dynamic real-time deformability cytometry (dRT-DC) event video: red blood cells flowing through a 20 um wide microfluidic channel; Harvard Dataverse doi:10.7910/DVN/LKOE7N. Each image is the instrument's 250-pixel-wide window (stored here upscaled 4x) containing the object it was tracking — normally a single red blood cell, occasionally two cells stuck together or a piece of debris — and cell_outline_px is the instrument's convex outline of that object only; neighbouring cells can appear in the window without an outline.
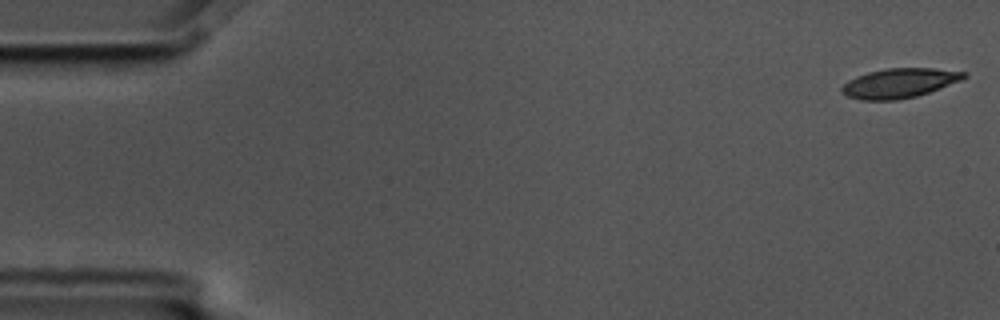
{"species": "common noctule bat (a hibernating species)", "species_latin": "Nyctalus noctula", "temperature_condition": "cold", "stored_images_in_passage": 5, "camera_frame_rate_fps": 3000, "um_per_image_px": 0.085, "animal": {"sex": "male", "body_mass_g": 17.5, "forearm_length_mm": 52.3}, "frame": {"image": 1, "passage_image": 1, "time_ms": 0.0, "image_size_px": [1000, 320], "cell_outline_px": [[968, 76], [960, 80], [940, 88], [916, 96], [900, 100], [860, 100], [848, 96], [840, 92], [840, 88], [848, 80], [856, 76], [868, 72], [888, 68], [936, 68], [968, 72]], "centroid_in_image_um": [76.44, 7.06], "position_along_channel_um": 8.6, "area_um2": 21.1}}
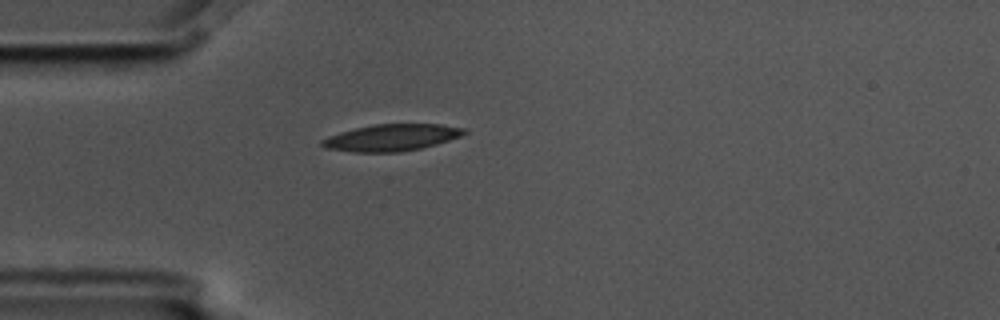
{"frame": {"image": 2, "passage_image": 5, "time_ms": 1.333, "image_size_px": [1000, 320], "cell_outline_px": [[468, 132], [460, 136], [436, 144], [420, 148], [400, 152], [352, 152], [324, 148], [320, 144], [320, 140], [328, 136], [340, 132], [372, 124], [440, 124], [468, 128]], "centroid_in_image_um": [33.27, 11.69], "position_along_channel_um": 51.7, "area_um2": 22.25}}